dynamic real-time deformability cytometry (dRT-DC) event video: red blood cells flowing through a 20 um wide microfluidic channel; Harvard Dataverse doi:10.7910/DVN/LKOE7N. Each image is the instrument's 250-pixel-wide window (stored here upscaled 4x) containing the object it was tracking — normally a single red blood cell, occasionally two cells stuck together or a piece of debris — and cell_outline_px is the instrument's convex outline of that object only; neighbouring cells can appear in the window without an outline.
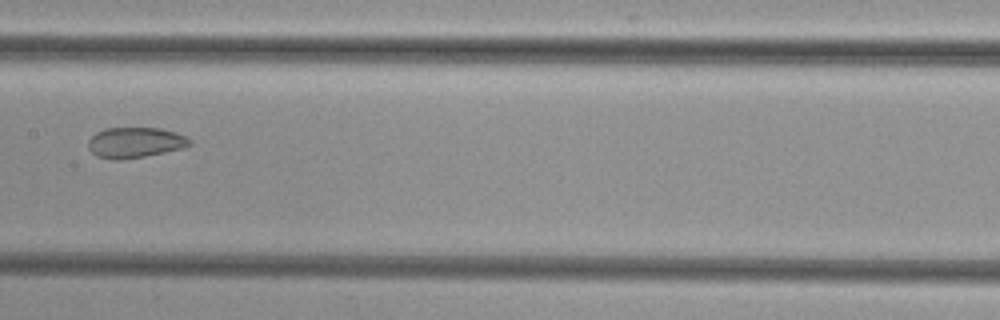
{"species": "common noctule bat (a hibernating species)", "species_latin": "Nyctalus noctula", "temperature_condition": "cold", "stored_images_in_passage": 8, "camera_frame_rate_fps": 3000, "um_per_image_px": 0.085, "animal": {"sex": "female", "body_mass_g": 29.2, "forearm_length_mm": 56.3}, "frame": {"image": 1, "passage_image": 8, "time_ms": 2.333, "image_size_px": [1000, 320], "cell_outline_px": [[192, 144], [184, 148], [144, 156], [120, 160], [112, 160], [96, 156], [88, 148], [88, 140], [96, 132], [104, 128], [160, 128], [176, 132], [192, 140]], "centroid_in_image_um": [11.47, 12.11], "position_along_channel_um": 195.9, "area_um2": 18.15}}